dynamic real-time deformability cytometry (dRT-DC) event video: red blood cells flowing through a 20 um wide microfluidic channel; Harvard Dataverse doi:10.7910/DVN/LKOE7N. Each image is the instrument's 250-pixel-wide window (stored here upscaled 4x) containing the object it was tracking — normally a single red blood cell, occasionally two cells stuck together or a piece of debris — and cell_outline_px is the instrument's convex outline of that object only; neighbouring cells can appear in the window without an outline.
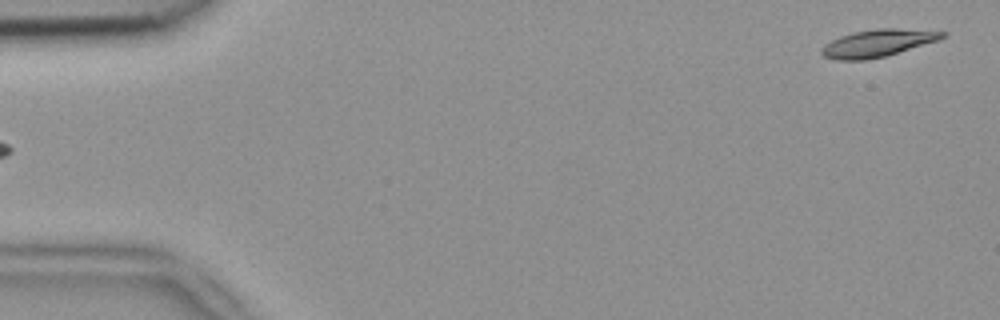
{"species": "common noctule bat (a hibernating species)", "species_latin": "Nyctalus noctula", "temperature_condition": "room temperature", "stored_images_in_passage": 6, "camera_frame_rate_fps": 3000, "um_per_image_px": 0.085, "animal": {"sex": "female", "body_mass_g": 18.4}, "frame": {"image": 1, "passage_image": 6, "time_ms": 1.667, "image_size_px": [1000, 320], "cell_outline_px": [[948, 32], [944, 36], [936, 40], [884, 56], [864, 60], [836, 60], [824, 56], [820, 52], [820, 48], [824, 44], [840, 36], [852, 32], [876, 28], [896, 28]], "centroid_in_image_um": [74.51, 3.66], "position_along_channel_um": 10.5, "area_um2": 18.9}}